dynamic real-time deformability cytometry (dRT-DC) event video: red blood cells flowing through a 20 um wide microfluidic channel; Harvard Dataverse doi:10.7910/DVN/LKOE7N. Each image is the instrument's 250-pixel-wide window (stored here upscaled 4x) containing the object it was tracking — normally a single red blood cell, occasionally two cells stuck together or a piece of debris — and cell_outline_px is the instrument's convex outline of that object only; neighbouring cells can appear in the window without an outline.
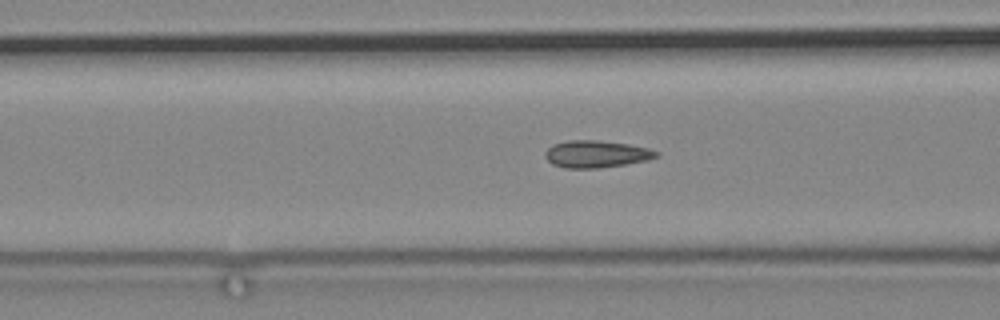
{"species": "common noctule bat (a hibernating species)", "species_latin": "Nyctalus noctula", "temperature_condition": "cold", "stored_images_in_passage": 79, "camera_frame_rate_fps": 3000, "um_per_image_px": 0.085, "animal": {"sex": "male", "body_mass_g": 19.2, "forearm_length_mm": 51.8}, "frame": {"image": 1, "passage_image": 40, "time_ms": 13.0, "image_size_px": [1000, 320], "cell_outline_px": [[660, 156], [648, 160], [600, 168], [564, 168], [552, 164], [544, 156], [544, 152], [552, 144], [568, 140], [596, 140], [628, 144], [648, 148], [660, 152]], "centroid_in_image_um": [50.68, 13.09], "position_along_channel_um": 115.9, "area_um2": 17.69}}
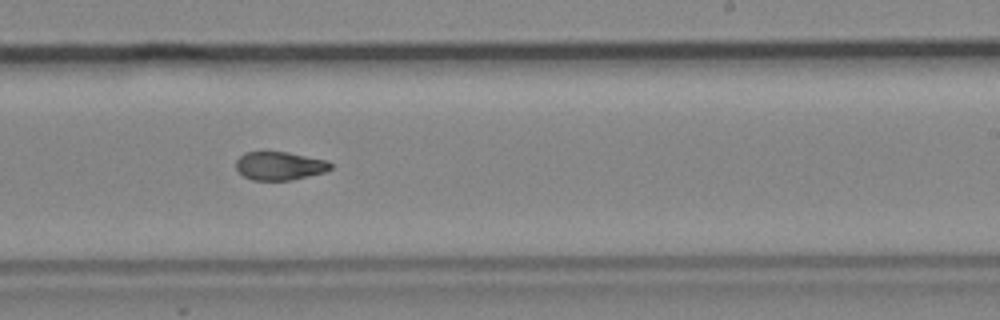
{"frame": {"image": 2, "passage_image": 54, "time_ms": 17.667, "image_size_px": [1000, 320], "cell_outline_px": [[332, 168], [324, 172], [292, 180], [252, 180], [244, 176], [236, 168], [236, 160], [244, 152], [288, 152], [328, 160], [332, 164]], "centroid_in_image_um": [23.78, 14.09], "position_along_channel_um": 265.2, "area_um2": 15.66}}
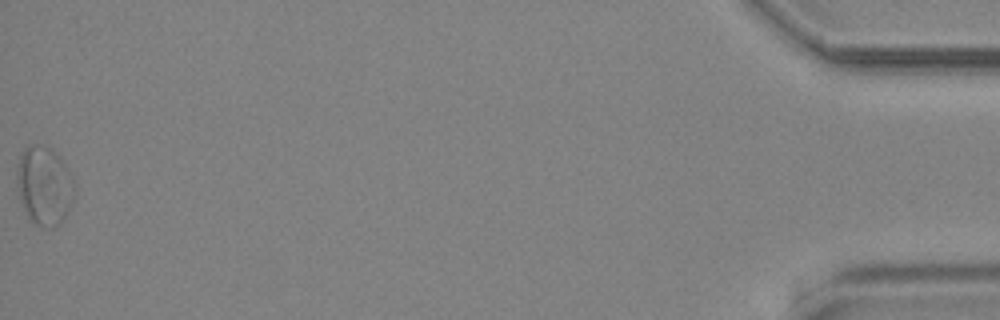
{"frame": {"image": 3, "passage_image": 79, "time_ms": 26.0, "image_size_px": [1000, 320], "cell_outline_px": [[76, 192], [64, 220], [60, 224], [52, 228], [44, 228], [28, 220], [20, 200], [16, 180], [16, 168], [20, 156], [24, 148], [28, 144], [36, 144], [52, 148], [60, 156], [72, 180]], "centroid_in_image_um": [3.74, 15.8], "position_along_channel_um": 431.5, "area_um2": 26.82}}